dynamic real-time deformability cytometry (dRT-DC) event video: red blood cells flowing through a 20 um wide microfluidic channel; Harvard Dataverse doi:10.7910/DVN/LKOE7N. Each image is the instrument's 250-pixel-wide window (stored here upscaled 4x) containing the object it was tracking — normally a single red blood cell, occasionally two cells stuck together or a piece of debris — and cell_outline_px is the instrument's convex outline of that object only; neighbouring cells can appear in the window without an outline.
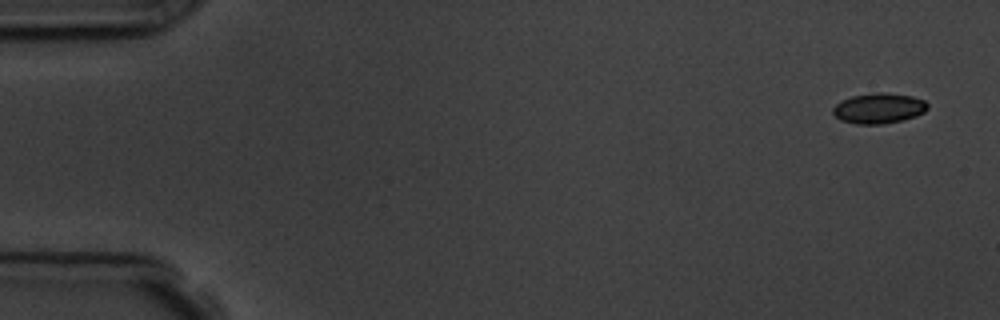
{"species": "common noctule bat (a hibernating species)", "species_latin": "Nyctalus noctula", "temperature_condition": "room temperature", "stored_images_in_passage": 5, "camera_frame_rate_fps": 3000, "um_per_image_px": 0.085, "animal": {"sex": "male", "body_mass_g": 19.5, "forearm_length_mm": 54.6}, "frame": {"image": 1, "passage_image": 1, "time_ms": 0.0, "image_size_px": [1000, 320], "cell_outline_px": [[928, 108], [924, 112], [916, 116], [904, 120], [884, 124], [856, 124], [840, 120], [832, 112], [832, 108], [836, 104], [852, 96], [872, 92], [884, 92], [912, 96], [924, 100], [928, 104]], "centroid_in_image_um": [74.71, 9.2], "position_along_channel_um": 10.3, "area_um2": 16.88}}
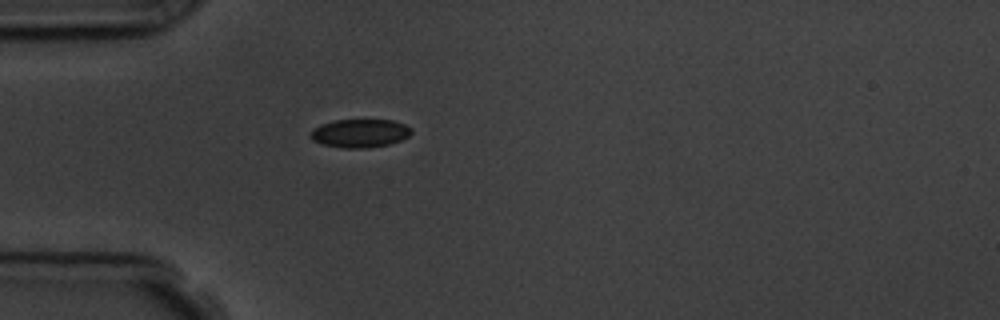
{"frame": {"image": 2, "passage_image": 5, "time_ms": 4.667, "image_size_px": [1000, 320], "cell_outline_px": [[412, 132], [408, 136], [400, 140], [388, 144], [368, 148], [344, 148], [320, 144], [312, 140], [312, 128], [320, 124], [336, 120], [392, 120], [404, 124], [412, 128]], "centroid_in_image_um": [30.58, 11.32], "position_along_channel_um": 54.4, "area_um2": 16.65}}